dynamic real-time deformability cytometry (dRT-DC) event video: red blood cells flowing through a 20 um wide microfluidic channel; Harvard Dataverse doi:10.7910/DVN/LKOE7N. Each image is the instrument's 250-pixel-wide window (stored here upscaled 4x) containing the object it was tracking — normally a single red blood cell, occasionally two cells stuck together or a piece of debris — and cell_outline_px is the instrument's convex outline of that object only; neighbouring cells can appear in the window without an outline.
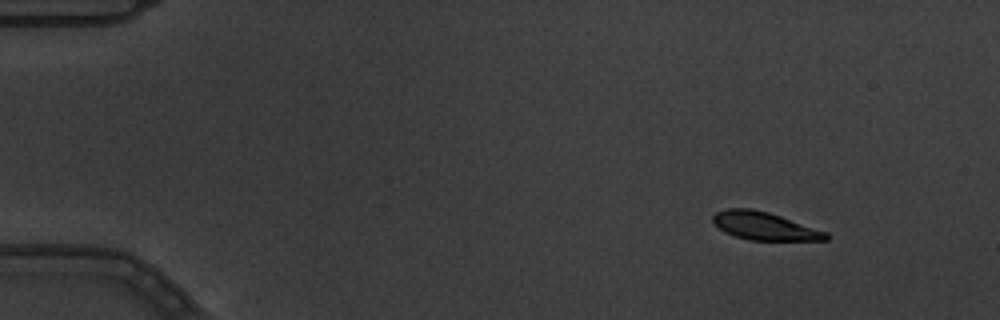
{"species": "common noctule bat (a hibernating species)", "species_latin": "Nyctalus noctula", "temperature_condition": "warm", "stored_images_in_passage": 4, "camera_frame_rate_fps": 3000, "um_per_image_px": 0.085, "animal": {"sex": "male", "body_mass_g": 19.5, "forearm_length_mm": 54.6}, "frame": {"image": 1, "passage_image": 2, "time_ms": 0.333, "image_size_px": [1000, 320], "cell_outline_px": [[828, 240], [748, 240], [724, 232], [712, 220], [712, 216], [716, 212], [728, 208], [752, 208], [768, 212], [828, 232]], "centroid_in_image_um": [64.97, 19.21], "position_along_channel_um": 20.0, "area_um2": 18.26}}